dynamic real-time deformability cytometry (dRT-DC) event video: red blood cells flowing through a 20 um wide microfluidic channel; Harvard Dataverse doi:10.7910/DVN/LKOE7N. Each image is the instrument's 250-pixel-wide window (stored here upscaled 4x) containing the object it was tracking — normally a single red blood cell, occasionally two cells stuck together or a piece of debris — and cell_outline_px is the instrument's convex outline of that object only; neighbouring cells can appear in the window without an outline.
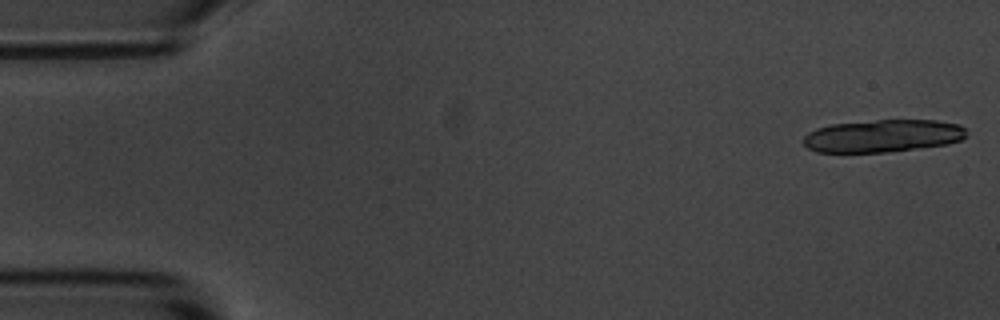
{"species": "common noctule bat (a hibernating species)", "species_latin": "Nyctalus noctula", "temperature_condition": "room temperature", "stored_images_in_passage": 16, "camera_frame_rate_fps": 3000, "um_per_image_px": 0.085, "animal": {"sex": "male", "body_mass_g": 20.1, "forearm_length_mm": 53.5}, "frame": {"image": 1, "passage_image": 1, "time_ms": 0.0, "image_size_px": [1000, 320], "cell_outline_px": [[968, 136], [960, 140], [948, 144], [884, 152], [816, 152], [808, 148], [804, 144], [804, 136], [808, 132], [816, 128], [832, 124], [876, 120], [936, 120], [960, 124], [964, 128]], "centroid_in_image_um": [75.05, 11.54], "position_along_channel_um": 10.0, "area_um2": 30.92}}